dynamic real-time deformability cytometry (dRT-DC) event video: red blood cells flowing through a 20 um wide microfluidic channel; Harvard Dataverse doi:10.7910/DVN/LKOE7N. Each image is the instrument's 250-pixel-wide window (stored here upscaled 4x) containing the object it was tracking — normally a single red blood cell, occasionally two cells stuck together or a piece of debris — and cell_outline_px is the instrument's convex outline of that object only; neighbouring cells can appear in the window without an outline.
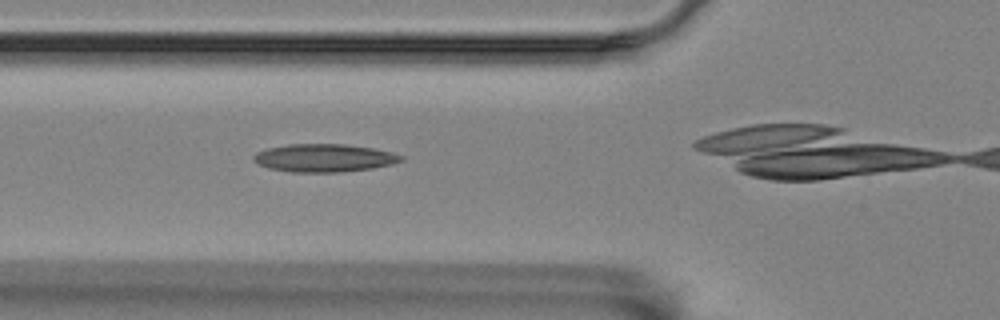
{"species": "Egyptian fruit bat (a non-hibernating species)", "species_latin": "Rousettus aegyptiacus", "temperature_condition": "room temperature", "stored_images_in_passage": 7, "camera_frame_rate_fps": 3000, "um_per_image_px": 0.085, "animal": {"sex": "female"}, "frame": {"image": 1, "passage_image": 6, "time_ms": 1.667, "image_size_px": [1000, 320], "cell_outline_px": [[404, 160], [392, 164], [372, 168], [340, 172], [292, 172], [268, 168], [252, 160], [252, 156], [256, 152], [268, 148], [288, 144], [344, 144], [372, 148], [392, 152], [404, 156]], "centroid_in_image_um": [27.55, 13.42], "position_along_channel_um": 98.3, "area_um2": 24.04}}